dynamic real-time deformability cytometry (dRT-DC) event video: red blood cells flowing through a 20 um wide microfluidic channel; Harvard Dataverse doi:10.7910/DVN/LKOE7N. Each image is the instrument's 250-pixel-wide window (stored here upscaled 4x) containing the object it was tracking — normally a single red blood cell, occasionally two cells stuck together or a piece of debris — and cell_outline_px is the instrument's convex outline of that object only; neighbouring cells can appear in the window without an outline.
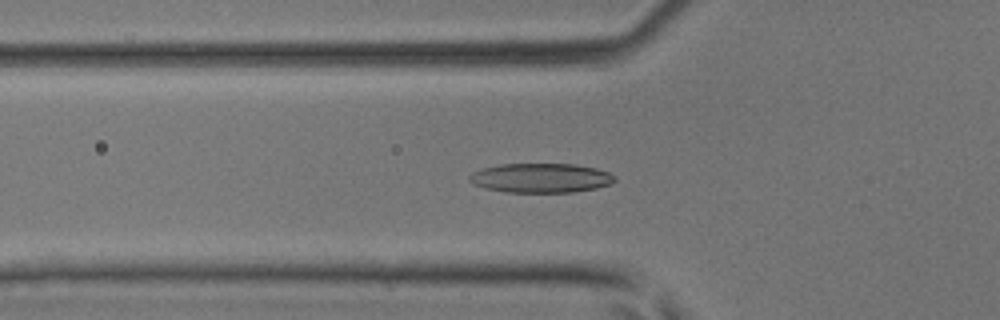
{"species": "common noctule bat (a hibernating species)", "species_latin": "Nyctalus noctula", "temperature_condition": "room temperature", "stored_images_in_passage": 38, "camera_frame_rate_fps": 3000, "um_per_image_px": 0.085, "animal": {"sex": "male", "body_mass_g": 17.9, "forearm_length_mm": 54.2}, "frame": {"image": 1, "passage_image": 7, "time_ms": 2.0, "image_size_px": [1000, 320], "cell_outline_px": [[616, 180], [612, 184], [596, 188], [572, 192], [504, 192], [484, 188], [472, 184], [468, 180], [468, 176], [472, 172], [480, 168], [500, 164], [576, 164], [596, 168], [608, 172], [616, 176]], "centroid_in_image_um": [45.94, 15.12], "position_along_channel_um": 79.9, "area_um2": 25.2}}
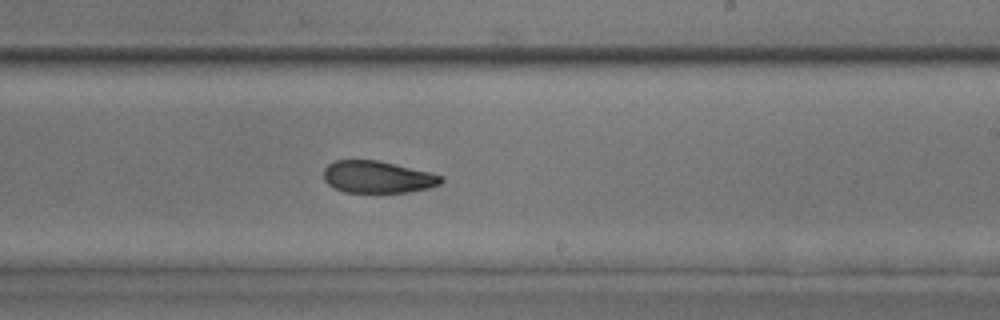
{"frame": {"image": 2, "passage_image": 19, "time_ms": 6.0, "image_size_px": [1000, 320], "cell_outline_px": [[444, 180], [440, 184], [428, 188], [408, 192], [344, 192], [332, 188], [324, 180], [324, 168], [328, 164], [336, 160], [376, 160], [428, 172], [444, 176]], "centroid_in_image_um": [32.06, 15.05], "position_along_channel_um": 256.9, "area_um2": 21.85}}
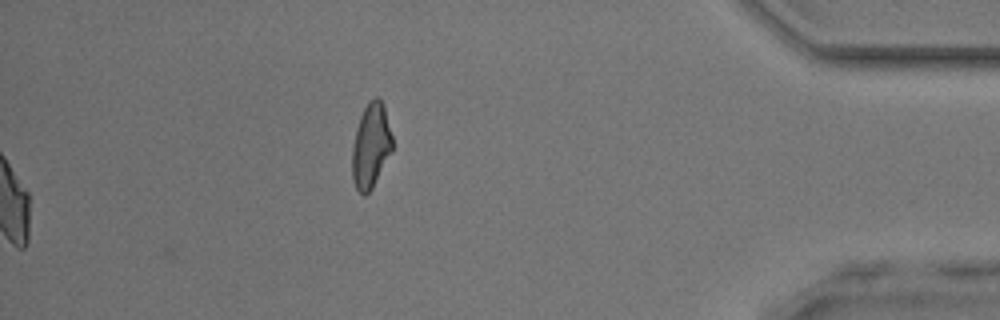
{"frame": {"image": 3, "passage_image": 38, "time_ms": 12.333, "image_size_px": [1000, 320], "cell_outline_px": [[392, 148], [372, 188], [364, 196], [356, 188], [352, 180], [352, 148], [356, 128], [360, 116], [368, 100], [376, 96], [380, 96], [384, 104], [392, 136]], "centroid_in_image_um": [31.51, 12.33], "position_along_channel_um": 403.7, "area_um2": 19.77}}